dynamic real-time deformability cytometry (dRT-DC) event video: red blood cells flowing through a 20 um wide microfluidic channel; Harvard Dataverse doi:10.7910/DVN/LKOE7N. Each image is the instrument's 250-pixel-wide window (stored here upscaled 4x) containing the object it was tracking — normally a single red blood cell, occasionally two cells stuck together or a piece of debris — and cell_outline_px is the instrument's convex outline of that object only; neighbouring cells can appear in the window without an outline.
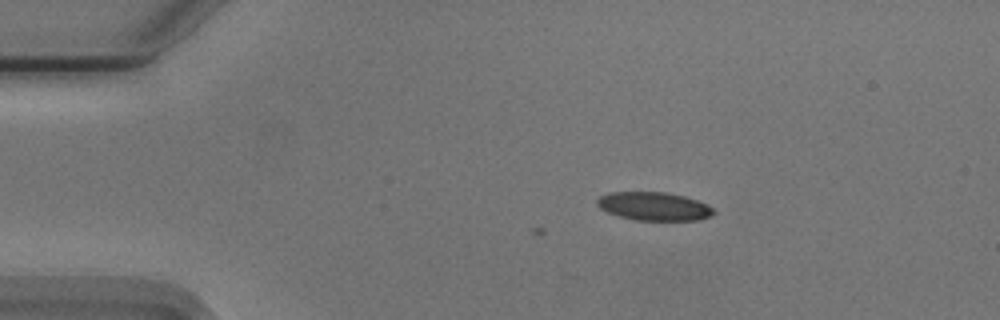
{"species": "Egyptian fruit bat (a non-hibernating species)", "species_latin": "Rousettus aegyptiacus", "temperature_condition": "cold", "stored_images_in_passage": 3, "camera_frame_rate_fps": 3000, "um_per_image_px": 0.085, "animal": {"sex": "male"}, "frame": {"image": 1, "passage_image": 3, "time_ms": 0.667, "image_size_px": [1000, 320], "cell_outline_px": [[716, 212], [712, 216], [700, 220], [636, 220], [620, 216], [608, 212], [600, 208], [596, 204], [596, 200], [600, 196], [608, 192], [668, 192], [684, 196], [708, 204]], "centroid_in_image_um": [55.6, 17.53], "position_along_channel_um": 29.4, "area_um2": 19.36}}